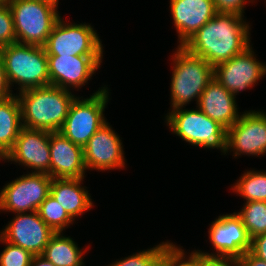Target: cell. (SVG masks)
I'll list each match as a JSON object with an SVG mask.
<instances>
[{"label": "cell", "mask_w": 266, "mask_h": 266, "mask_svg": "<svg viewBox=\"0 0 266 266\" xmlns=\"http://www.w3.org/2000/svg\"><path fill=\"white\" fill-rule=\"evenodd\" d=\"M250 30L244 15L217 12L182 46L215 67L251 45Z\"/></svg>", "instance_id": "cell-1"}, {"label": "cell", "mask_w": 266, "mask_h": 266, "mask_svg": "<svg viewBox=\"0 0 266 266\" xmlns=\"http://www.w3.org/2000/svg\"><path fill=\"white\" fill-rule=\"evenodd\" d=\"M16 96L20 103L22 126L48 132L60 131L76 97L70 90L54 85L27 89Z\"/></svg>", "instance_id": "cell-2"}, {"label": "cell", "mask_w": 266, "mask_h": 266, "mask_svg": "<svg viewBox=\"0 0 266 266\" xmlns=\"http://www.w3.org/2000/svg\"><path fill=\"white\" fill-rule=\"evenodd\" d=\"M174 52L171 56L170 110L184 108L193 100L197 105L202 92L214 78V67L202 57L188 52L183 46H177Z\"/></svg>", "instance_id": "cell-3"}, {"label": "cell", "mask_w": 266, "mask_h": 266, "mask_svg": "<svg viewBox=\"0 0 266 266\" xmlns=\"http://www.w3.org/2000/svg\"><path fill=\"white\" fill-rule=\"evenodd\" d=\"M8 82L19 92L50 85L48 60L44 47L12 43L0 48Z\"/></svg>", "instance_id": "cell-4"}, {"label": "cell", "mask_w": 266, "mask_h": 266, "mask_svg": "<svg viewBox=\"0 0 266 266\" xmlns=\"http://www.w3.org/2000/svg\"><path fill=\"white\" fill-rule=\"evenodd\" d=\"M56 0H11L16 42L44 46L61 17Z\"/></svg>", "instance_id": "cell-5"}, {"label": "cell", "mask_w": 266, "mask_h": 266, "mask_svg": "<svg viewBox=\"0 0 266 266\" xmlns=\"http://www.w3.org/2000/svg\"><path fill=\"white\" fill-rule=\"evenodd\" d=\"M185 108L169 110L166 114L165 123L169 130L189 145L204 149L215 148L225 155L227 130L197 107Z\"/></svg>", "instance_id": "cell-6"}, {"label": "cell", "mask_w": 266, "mask_h": 266, "mask_svg": "<svg viewBox=\"0 0 266 266\" xmlns=\"http://www.w3.org/2000/svg\"><path fill=\"white\" fill-rule=\"evenodd\" d=\"M109 93L108 87L104 85L87 98L76 96L59 132L74 144L84 147L99 128L108 122L104 111L109 102Z\"/></svg>", "instance_id": "cell-7"}, {"label": "cell", "mask_w": 266, "mask_h": 266, "mask_svg": "<svg viewBox=\"0 0 266 266\" xmlns=\"http://www.w3.org/2000/svg\"><path fill=\"white\" fill-rule=\"evenodd\" d=\"M89 23H67L60 17L44 49L47 56H104L103 44Z\"/></svg>", "instance_id": "cell-8"}, {"label": "cell", "mask_w": 266, "mask_h": 266, "mask_svg": "<svg viewBox=\"0 0 266 266\" xmlns=\"http://www.w3.org/2000/svg\"><path fill=\"white\" fill-rule=\"evenodd\" d=\"M52 178L46 173L28 172L8 182L0 190V211H37L50 194Z\"/></svg>", "instance_id": "cell-9"}, {"label": "cell", "mask_w": 266, "mask_h": 266, "mask_svg": "<svg viewBox=\"0 0 266 266\" xmlns=\"http://www.w3.org/2000/svg\"><path fill=\"white\" fill-rule=\"evenodd\" d=\"M232 151L235 158L242 154L266 155V112L244 111L238 121L227 129L226 155Z\"/></svg>", "instance_id": "cell-10"}, {"label": "cell", "mask_w": 266, "mask_h": 266, "mask_svg": "<svg viewBox=\"0 0 266 266\" xmlns=\"http://www.w3.org/2000/svg\"><path fill=\"white\" fill-rule=\"evenodd\" d=\"M256 58L251 44L240 54L216 65L214 78L236 99L238 93L253 88L266 75V64Z\"/></svg>", "instance_id": "cell-11"}, {"label": "cell", "mask_w": 266, "mask_h": 266, "mask_svg": "<svg viewBox=\"0 0 266 266\" xmlns=\"http://www.w3.org/2000/svg\"><path fill=\"white\" fill-rule=\"evenodd\" d=\"M50 159V132L22 127L13 148L2 160L50 176Z\"/></svg>", "instance_id": "cell-12"}, {"label": "cell", "mask_w": 266, "mask_h": 266, "mask_svg": "<svg viewBox=\"0 0 266 266\" xmlns=\"http://www.w3.org/2000/svg\"><path fill=\"white\" fill-rule=\"evenodd\" d=\"M0 231L7 242L42 255L55 232L40 218L37 211L16 213L15 217Z\"/></svg>", "instance_id": "cell-13"}, {"label": "cell", "mask_w": 266, "mask_h": 266, "mask_svg": "<svg viewBox=\"0 0 266 266\" xmlns=\"http://www.w3.org/2000/svg\"><path fill=\"white\" fill-rule=\"evenodd\" d=\"M208 229L209 241L214 248L212 253L198 250L199 253L209 256L241 257L250 251L251 239L241 218L234 212L223 214L215 218Z\"/></svg>", "instance_id": "cell-14"}, {"label": "cell", "mask_w": 266, "mask_h": 266, "mask_svg": "<svg viewBox=\"0 0 266 266\" xmlns=\"http://www.w3.org/2000/svg\"><path fill=\"white\" fill-rule=\"evenodd\" d=\"M102 59L103 56H47L50 85L79 91L101 67Z\"/></svg>", "instance_id": "cell-15"}, {"label": "cell", "mask_w": 266, "mask_h": 266, "mask_svg": "<svg viewBox=\"0 0 266 266\" xmlns=\"http://www.w3.org/2000/svg\"><path fill=\"white\" fill-rule=\"evenodd\" d=\"M119 137L109 122L99 128L83 147L86 170L125 169L123 143Z\"/></svg>", "instance_id": "cell-16"}, {"label": "cell", "mask_w": 266, "mask_h": 266, "mask_svg": "<svg viewBox=\"0 0 266 266\" xmlns=\"http://www.w3.org/2000/svg\"><path fill=\"white\" fill-rule=\"evenodd\" d=\"M170 13L182 46L217 13L213 0H170Z\"/></svg>", "instance_id": "cell-17"}, {"label": "cell", "mask_w": 266, "mask_h": 266, "mask_svg": "<svg viewBox=\"0 0 266 266\" xmlns=\"http://www.w3.org/2000/svg\"><path fill=\"white\" fill-rule=\"evenodd\" d=\"M50 154L51 178L85 177L83 147L74 144L59 131L50 132Z\"/></svg>", "instance_id": "cell-18"}, {"label": "cell", "mask_w": 266, "mask_h": 266, "mask_svg": "<svg viewBox=\"0 0 266 266\" xmlns=\"http://www.w3.org/2000/svg\"><path fill=\"white\" fill-rule=\"evenodd\" d=\"M196 107L226 130L232 127L241 116L233 93L226 90L215 78L202 92Z\"/></svg>", "instance_id": "cell-19"}, {"label": "cell", "mask_w": 266, "mask_h": 266, "mask_svg": "<svg viewBox=\"0 0 266 266\" xmlns=\"http://www.w3.org/2000/svg\"><path fill=\"white\" fill-rule=\"evenodd\" d=\"M83 181L84 178H52L50 186V195L74 221L94 206Z\"/></svg>", "instance_id": "cell-20"}, {"label": "cell", "mask_w": 266, "mask_h": 266, "mask_svg": "<svg viewBox=\"0 0 266 266\" xmlns=\"http://www.w3.org/2000/svg\"><path fill=\"white\" fill-rule=\"evenodd\" d=\"M21 108L16 94L0 101V161L13 148L22 128Z\"/></svg>", "instance_id": "cell-21"}, {"label": "cell", "mask_w": 266, "mask_h": 266, "mask_svg": "<svg viewBox=\"0 0 266 266\" xmlns=\"http://www.w3.org/2000/svg\"><path fill=\"white\" fill-rule=\"evenodd\" d=\"M55 233L46 245L43 256L55 266H84V253L88 249H81L72 237Z\"/></svg>", "instance_id": "cell-22"}, {"label": "cell", "mask_w": 266, "mask_h": 266, "mask_svg": "<svg viewBox=\"0 0 266 266\" xmlns=\"http://www.w3.org/2000/svg\"><path fill=\"white\" fill-rule=\"evenodd\" d=\"M231 190L246 202L266 201V171L248 170L233 184Z\"/></svg>", "instance_id": "cell-23"}, {"label": "cell", "mask_w": 266, "mask_h": 266, "mask_svg": "<svg viewBox=\"0 0 266 266\" xmlns=\"http://www.w3.org/2000/svg\"><path fill=\"white\" fill-rule=\"evenodd\" d=\"M236 214L241 218L250 239L266 233V201L243 203Z\"/></svg>", "instance_id": "cell-24"}, {"label": "cell", "mask_w": 266, "mask_h": 266, "mask_svg": "<svg viewBox=\"0 0 266 266\" xmlns=\"http://www.w3.org/2000/svg\"><path fill=\"white\" fill-rule=\"evenodd\" d=\"M40 218L55 232H64L74 220L49 194L37 210ZM64 230V231H63Z\"/></svg>", "instance_id": "cell-25"}, {"label": "cell", "mask_w": 266, "mask_h": 266, "mask_svg": "<svg viewBox=\"0 0 266 266\" xmlns=\"http://www.w3.org/2000/svg\"><path fill=\"white\" fill-rule=\"evenodd\" d=\"M182 248V246L179 247V245L167 241L162 247L158 262L162 266H197V250L191 251L187 256Z\"/></svg>", "instance_id": "cell-26"}, {"label": "cell", "mask_w": 266, "mask_h": 266, "mask_svg": "<svg viewBox=\"0 0 266 266\" xmlns=\"http://www.w3.org/2000/svg\"><path fill=\"white\" fill-rule=\"evenodd\" d=\"M166 243L167 242L163 241L150 249L148 248L143 251H138L128 257L121 258L122 260H116L107 266H154L159 261L162 247Z\"/></svg>", "instance_id": "cell-27"}, {"label": "cell", "mask_w": 266, "mask_h": 266, "mask_svg": "<svg viewBox=\"0 0 266 266\" xmlns=\"http://www.w3.org/2000/svg\"><path fill=\"white\" fill-rule=\"evenodd\" d=\"M1 244L5 247L0 254V266H29L33 254L28 250L5 241L0 236Z\"/></svg>", "instance_id": "cell-28"}, {"label": "cell", "mask_w": 266, "mask_h": 266, "mask_svg": "<svg viewBox=\"0 0 266 266\" xmlns=\"http://www.w3.org/2000/svg\"><path fill=\"white\" fill-rule=\"evenodd\" d=\"M16 43L13 15L9 5L0 6V48Z\"/></svg>", "instance_id": "cell-29"}, {"label": "cell", "mask_w": 266, "mask_h": 266, "mask_svg": "<svg viewBox=\"0 0 266 266\" xmlns=\"http://www.w3.org/2000/svg\"><path fill=\"white\" fill-rule=\"evenodd\" d=\"M197 266H241L238 257L209 256L197 250Z\"/></svg>", "instance_id": "cell-30"}, {"label": "cell", "mask_w": 266, "mask_h": 266, "mask_svg": "<svg viewBox=\"0 0 266 266\" xmlns=\"http://www.w3.org/2000/svg\"><path fill=\"white\" fill-rule=\"evenodd\" d=\"M217 12L236 13L244 15V8L247 3H254V0H213ZM248 1V2H247Z\"/></svg>", "instance_id": "cell-31"}, {"label": "cell", "mask_w": 266, "mask_h": 266, "mask_svg": "<svg viewBox=\"0 0 266 266\" xmlns=\"http://www.w3.org/2000/svg\"><path fill=\"white\" fill-rule=\"evenodd\" d=\"M13 90L8 82L5 72L2 54L0 53V101L14 96Z\"/></svg>", "instance_id": "cell-32"}, {"label": "cell", "mask_w": 266, "mask_h": 266, "mask_svg": "<svg viewBox=\"0 0 266 266\" xmlns=\"http://www.w3.org/2000/svg\"><path fill=\"white\" fill-rule=\"evenodd\" d=\"M250 252L259 259L266 261V233L251 239Z\"/></svg>", "instance_id": "cell-33"}, {"label": "cell", "mask_w": 266, "mask_h": 266, "mask_svg": "<svg viewBox=\"0 0 266 266\" xmlns=\"http://www.w3.org/2000/svg\"><path fill=\"white\" fill-rule=\"evenodd\" d=\"M241 266H266V261L259 259L250 251L245 252L239 257Z\"/></svg>", "instance_id": "cell-34"}, {"label": "cell", "mask_w": 266, "mask_h": 266, "mask_svg": "<svg viewBox=\"0 0 266 266\" xmlns=\"http://www.w3.org/2000/svg\"><path fill=\"white\" fill-rule=\"evenodd\" d=\"M29 266H55L43 255H33Z\"/></svg>", "instance_id": "cell-35"}, {"label": "cell", "mask_w": 266, "mask_h": 266, "mask_svg": "<svg viewBox=\"0 0 266 266\" xmlns=\"http://www.w3.org/2000/svg\"><path fill=\"white\" fill-rule=\"evenodd\" d=\"M10 2L11 0H0V6L9 5Z\"/></svg>", "instance_id": "cell-36"}, {"label": "cell", "mask_w": 266, "mask_h": 266, "mask_svg": "<svg viewBox=\"0 0 266 266\" xmlns=\"http://www.w3.org/2000/svg\"><path fill=\"white\" fill-rule=\"evenodd\" d=\"M154 266H162L159 262H157Z\"/></svg>", "instance_id": "cell-37"}]
</instances>
